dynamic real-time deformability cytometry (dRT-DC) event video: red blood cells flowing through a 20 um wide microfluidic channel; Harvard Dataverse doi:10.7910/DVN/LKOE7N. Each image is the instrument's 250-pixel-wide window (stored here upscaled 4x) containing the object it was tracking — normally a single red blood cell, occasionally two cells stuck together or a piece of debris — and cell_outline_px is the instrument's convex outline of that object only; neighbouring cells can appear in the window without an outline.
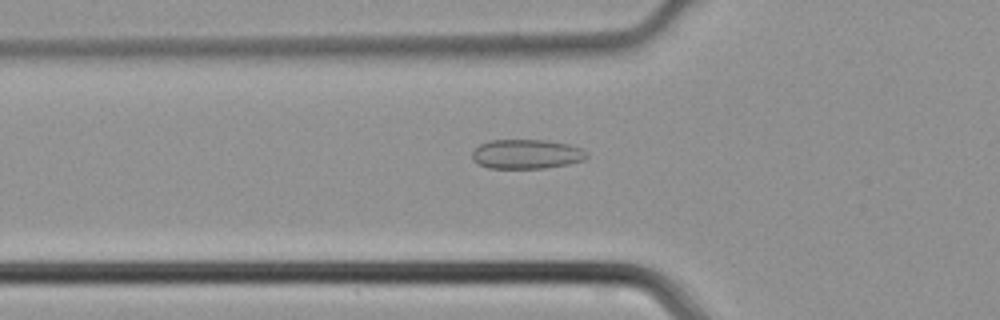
{"species": "common noctule bat (a hibernating species)", "species_latin": "Nyctalus noctula", "temperature_condition": "cold", "stored_images_in_passage": 34, "camera_frame_rate_fps": 3000, "um_per_image_px": 0.085, "animal": {"sex": "male", "body_mass_g": 21.5, "forearm_length_mm": 52.0}, "frame": {"image": 1, "passage_image": 9, "time_ms": 2.667, "image_size_px": [1000, 320], "cell_outline_px": [[588, 156], [584, 160], [568, 164], [544, 168], [488, 168], [472, 160], [472, 152], [480, 144], [492, 140], [548, 140], [568, 144], [584, 148], [588, 152]], "centroid_in_image_um": [44.79, 13.09], "position_along_channel_um": 81.0, "area_um2": 19.77}}
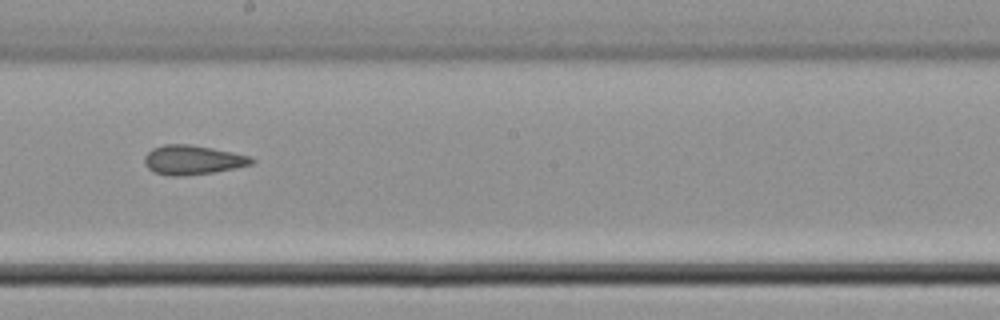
{"frame": {"image": 2, "passage_image": 19, "time_ms": 6.0, "image_size_px": [1000, 320], "cell_outline_px": [[256, 160], [252, 164], [236, 168], [212, 172], [180, 176], [172, 176], [152, 172], [144, 164], [144, 156], [152, 148], [164, 144], [188, 144], [212, 148], [252, 156]], "centroid_in_image_um": [16.37, 13.59], "position_along_channel_um": 231.8, "area_um2": 18.38}}
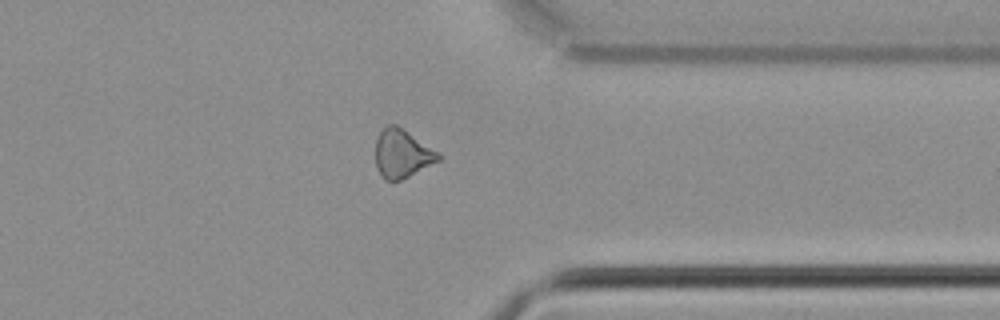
{"frame": {"image": 3, "passage_image": 29, "time_ms": 9.333, "image_size_px": [1000, 320], "cell_outline_px": [[444, 156], [440, 160], [400, 180], [384, 180], [376, 168], [376, 140], [380, 132], [388, 124], [396, 124], [404, 128]], "centroid_in_image_um": [34.18, 13.04], "position_along_channel_um": 377.2, "area_um2": 17.74}}